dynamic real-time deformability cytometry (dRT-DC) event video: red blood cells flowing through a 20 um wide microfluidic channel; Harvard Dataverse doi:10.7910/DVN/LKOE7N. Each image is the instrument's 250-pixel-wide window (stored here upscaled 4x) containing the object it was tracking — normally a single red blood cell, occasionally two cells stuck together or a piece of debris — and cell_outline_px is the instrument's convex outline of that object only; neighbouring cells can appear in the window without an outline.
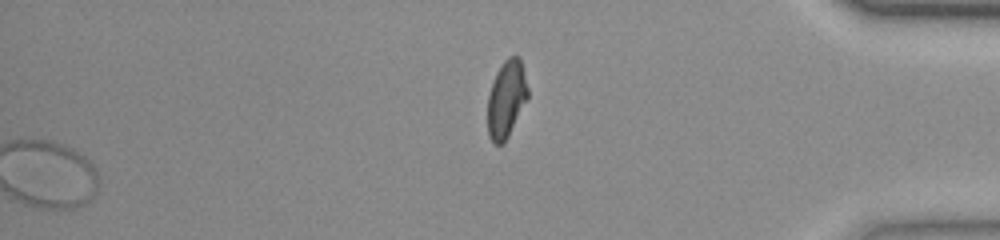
{"species": "common noctule bat (a hibernating species)", "species_latin": "Nyctalus noctula", "temperature_condition": "room temperature", "stored_images_in_passage": 43, "segment_of_instrument_passage": [2, 2], "camera_frame_rate_fps": 3000, "um_per_image_px": 0.085, "animal": {"sex": "female", "body_mass_g": 23.0, "forearm_length_mm": 53.4}, "frame": {"image": 1, "passage_image": 43, "time_ms": 14.0, "image_size_px": [1000, 240], "cell_outline_px": [[528, 96], [508, 136], [500, 144], [496, 144], [488, 136], [488, 96], [496, 72], [504, 60], [508, 56], [520, 56], [528, 88]], "centroid_in_image_um": [43.04, 8.36], "position_along_channel_um": 392.2, "area_um2": 17.74}}